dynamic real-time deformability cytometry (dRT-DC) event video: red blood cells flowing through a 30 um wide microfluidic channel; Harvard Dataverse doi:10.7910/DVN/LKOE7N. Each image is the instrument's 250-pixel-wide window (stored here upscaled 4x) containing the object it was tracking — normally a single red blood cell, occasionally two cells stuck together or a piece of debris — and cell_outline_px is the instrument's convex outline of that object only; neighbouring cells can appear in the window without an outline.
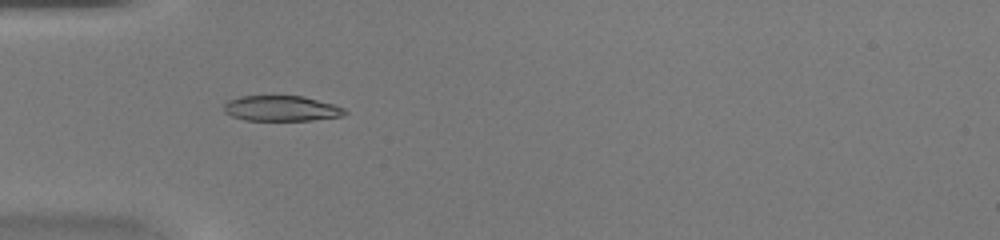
{"species": "common noctule bat (a hibernating species)", "species_latin": "Nyctalus noctula", "temperature_condition": "warm", "stored_images_in_passage": 34, "camera_frame_rate_fps": 3000, "um_per_image_px": 0.085, "animal": {"sex": "female", "body_mass_g": 20.0, "forearm_length_mm": 54.0}, "frame": {"image": 1, "passage_image": 3, "time_ms": 0.667, "image_size_px": [1000, 240], "cell_outline_px": [[348, 112], [344, 116], [312, 120], [244, 120], [232, 116], [224, 112], [224, 104], [228, 100], [240, 96], [304, 96], [332, 104], [344, 108]], "centroid_in_image_um": [23.92, 9.22], "position_along_channel_um": 61.1, "area_um2": 17.92}}
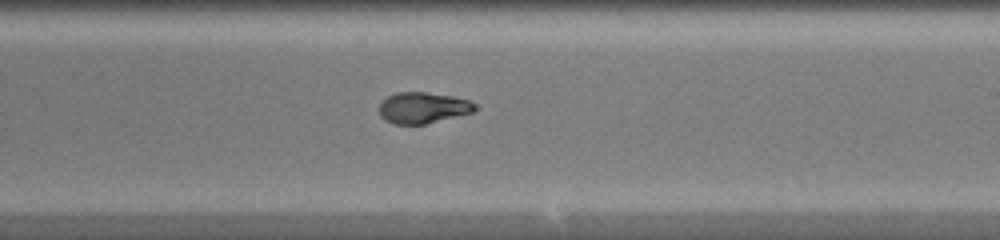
{"frame": {"image": 2, "passage_image": 16, "time_ms": 5.0, "image_size_px": [1000, 240], "cell_outline_px": [[476, 108], [472, 112], [424, 124], [396, 124], [384, 120], [380, 116], [380, 104], [388, 96], [396, 92], [424, 92], [452, 96], [468, 100], [476, 104]], "centroid_in_image_um": [35.93, 9.15], "position_along_channel_um": 253.1, "area_um2": 17.11}}
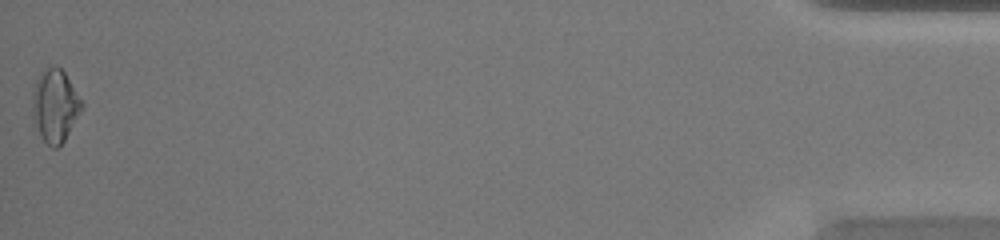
{"frame": {"image": 3, "passage_image": 34, "time_ms": 11.0, "image_size_px": [1000, 240], "cell_outline_px": [[84, 108], [64, 140], [56, 148], [52, 148], [40, 136], [32, 124], [32, 92], [36, 80], [40, 72], [44, 68], [52, 64], [56, 64], [64, 72], [84, 104]], "centroid_in_image_um": [4.65, 8.97], "position_along_channel_um": 430.6, "area_um2": 21.33}}